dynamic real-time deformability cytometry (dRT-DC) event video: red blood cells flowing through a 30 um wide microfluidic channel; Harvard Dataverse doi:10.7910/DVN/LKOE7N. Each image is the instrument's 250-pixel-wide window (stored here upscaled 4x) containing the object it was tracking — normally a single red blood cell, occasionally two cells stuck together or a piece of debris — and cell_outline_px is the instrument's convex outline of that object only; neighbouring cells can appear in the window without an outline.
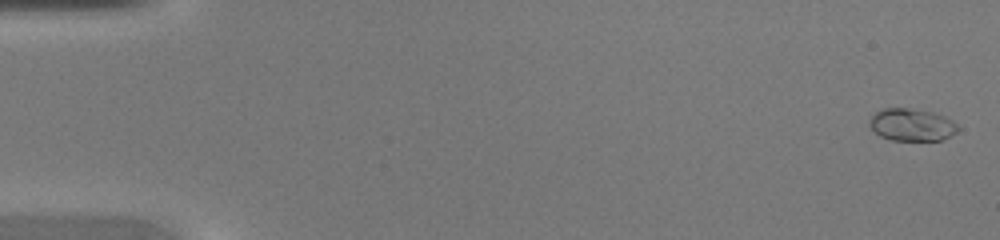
{"species": "common noctule bat (a hibernating species)", "species_latin": "Nyctalus noctula", "temperature_condition": "warm", "stored_images_in_passage": 45, "camera_frame_rate_fps": 3000, "um_per_image_px": 0.085, "animal": {"sex": "female", "body_mass_g": 20.0, "forearm_length_mm": 54.0}, "frame": {"image": 1, "passage_image": 1, "time_ms": 0.0, "image_size_px": [1000, 240], "cell_outline_px": [[960, 128], [956, 132], [940, 140], [892, 140], [880, 136], [868, 124], [868, 120], [876, 112], [884, 108], [908, 108], [932, 112], [944, 116], [952, 120]], "centroid_in_image_um": [77.48, 10.6], "position_along_channel_um": 7.5, "area_um2": 16.53}}
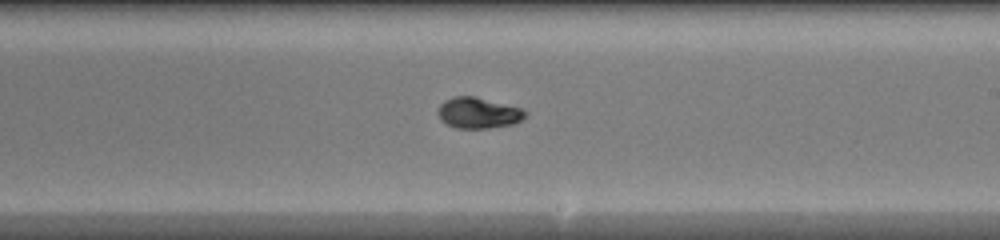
{"frame": {"image": 2, "passage_image": 27, "time_ms": 8.667, "image_size_px": [1000, 240], "cell_outline_px": [[528, 112], [520, 120], [512, 124], [488, 128], [456, 128], [440, 120], [436, 112], [440, 104], [444, 100], [456, 96], [476, 96], [520, 108]], "centroid_in_image_um": [40.61, 9.59], "position_along_channel_um": 248.4, "area_um2": 15.66}}
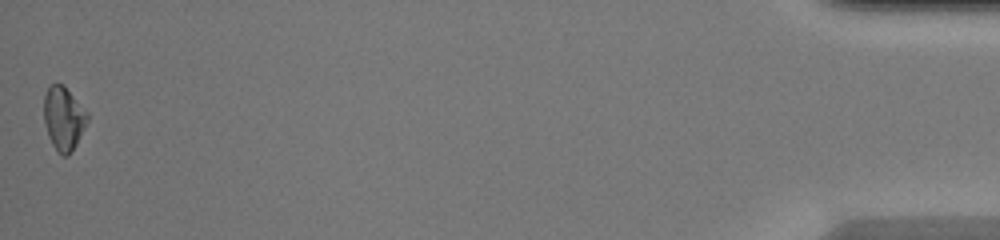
{"frame": {"image": 3, "passage_image": 45, "time_ms": 14.667, "image_size_px": [1000, 240], "cell_outline_px": [[88, 120], [76, 144], [68, 156], [60, 156], [56, 152], [48, 136], [44, 124], [44, 96], [48, 88], [52, 84], [64, 84], [88, 112]], "centroid_in_image_um": [5.4, 10.07], "position_along_channel_um": 429.8, "area_um2": 16.24}}